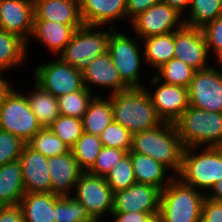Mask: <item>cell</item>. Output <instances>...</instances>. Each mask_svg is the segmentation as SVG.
Listing matches in <instances>:
<instances>
[{"label":"cell","mask_w":222,"mask_h":222,"mask_svg":"<svg viewBox=\"0 0 222 222\" xmlns=\"http://www.w3.org/2000/svg\"><path fill=\"white\" fill-rule=\"evenodd\" d=\"M131 150L149 156L179 174L184 147L173 123L163 122L133 134Z\"/></svg>","instance_id":"7a4b0ae2"},{"label":"cell","mask_w":222,"mask_h":222,"mask_svg":"<svg viewBox=\"0 0 222 222\" xmlns=\"http://www.w3.org/2000/svg\"><path fill=\"white\" fill-rule=\"evenodd\" d=\"M25 144L20 138L0 129V167L19 160Z\"/></svg>","instance_id":"ab89813d"},{"label":"cell","mask_w":222,"mask_h":222,"mask_svg":"<svg viewBox=\"0 0 222 222\" xmlns=\"http://www.w3.org/2000/svg\"><path fill=\"white\" fill-rule=\"evenodd\" d=\"M34 20H49L66 25H84L79 0H33Z\"/></svg>","instance_id":"ffe728a7"},{"label":"cell","mask_w":222,"mask_h":222,"mask_svg":"<svg viewBox=\"0 0 222 222\" xmlns=\"http://www.w3.org/2000/svg\"><path fill=\"white\" fill-rule=\"evenodd\" d=\"M158 74L152 78V83H157L164 79V83L189 88L191 80L196 72L195 69L188 66L178 58H173L160 68Z\"/></svg>","instance_id":"f546056e"},{"label":"cell","mask_w":222,"mask_h":222,"mask_svg":"<svg viewBox=\"0 0 222 222\" xmlns=\"http://www.w3.org/2000/svg\"><path fill=\"white\" fill-rule=\"evenodd\" d=\"M188 95L190 106L222 113V71L212 66L196 71Z\"/></svg>","instance_id":"30bf717a"},{"label":"cell","mask_w":222,"mask_h":222,"mask_svg":"<svg viewBox=\"0 0 222 222\" xmlns=\"http://www.w3.org/2000/svg\"><path fill=\"white\" fill-rule=\"evenodd\" d=\"M128 154L131 158L136 183L152 185L162 191L175 178L171 176L165 182L167 167L144 154L132 150Z\"/></svg>","instance_id":"603a6c76"},{"label":"cell","mask_w":222,"mask_h":222,"mask_svg":"<svg viewBox=\"0 0 222 222\" xmlns=\"http://www.w3.org/2000/svg\"><path fill=\"white\" fill-rule=\"evenodd\" d=\"M103 147L99 136L83 132L70 149L80 168L87 172Z\"/></svg>","instance_id":"1f68e13d"},{"label":"cell","mask_w":222,"mask_h":222,"mask_svg":"<svg viewBox=\"0 0 222 222\" xmlns=\"http://www.w3.org/2000/svg\"><path fill=\"white\" fill-rule=\"evenodd\" d=\"M211 190L212 191L214 190V192L212 193V195L206 194V198L214 200V201L222 202V179L216 184H214Z\"/></svg>","instance_id":"7dc6e473"},{"label":"cell","mask_w":222,"mask_h":222,"mask_svg":"<svg viewBox=\"0 0 222 222\" xmlns=\"http://www.w3.org/2000/svg\"><path fill=\"white\" fill-rule=\"evenodd\" d=\"M112 193L124 190L136 183L130 155H125L104 177Z\"/></svg>","instance_id":"d590c367"},{"label":"cell","mask_w":222,"mask_h":222,"mask_svg":"<svg viewBox=\"0 0 222 222\" xmlns=\"http://www.w3.org/2000/svg\"><path fill=\"white\" fill-rule=\"evenodd\" d=\"M99 138L104 147L123 149L128 152L132 148L133 134L116 122L108 125Z\"/></svg>","instance_id":"74e56055"},{"label":"cell","mask_w":222,"mask_h":222,"mask_svg":"<svg viewBox=\"0 0 222 222\" xmlns=\"http://www.w3.org/2000/svg\"><path fill=\"white\" fill-rule=\"evenodd\" d=\"M59 197L55 202V222H96L74 197Z\"/></svg>","instance_id":"836d02e7"},{"label":"cell","mask_w":222,"mask_h":222,"mask_svg":"<svg viewBox=\"0 0 222 222\" xmlns=\"http://www.w3.org/2000/svg\"><path fill=\"white\" fill-rule=\"evenodd\" d=\"M144 40L143 58L153 67L160 68L175 57L174 32L149 36Z\"/></svg>","instance_id":"f1b7e54d"},{"label":"cell","mask_w":222,"mask_h":222,"mask_svg":"<svg viewBox=\"0 0 222 222\" xmlns=\"http://www.w3.org/2000/svg\"><path fill=\"white\" fill-rule=\"evenodd\" d=\"M143 222H162L160 212L149 215Z\"/></svg>","instance_id":"681fc988"},{"label":"cell","mask_w":222,"mask_h":222,"mask_svg":"<svg viewBox=\"0 0 222 222\" xmlns=\"http://www.w3.org/2000/svg\"><path fill=\"white\" fill-rule=\"evenodd\" d=\"M9 81L7 82L6 79H4L3 77H1L0 74V104H1V100L3 98V95L9 90V88L11 87V85H9Z\"/></svg>","instance_id":"c3c4849f"},{"label":"cell","mask_w":222,"mask_h":222,"mask_svg":"<svg viewBox=\"0 0 222 222\" xmlns=\"http://www.w3.org/2000/svg\"><path fill=\"white\" fill-rule=\"evenodd\" d=\"M75 199L88 211L90 216L100 222V216L113 210V193L104 177L83 172L75 185Z\"/></svg>","instance_id":"8fae6325"},{"label":"cell","mask_w":222,"mask_h":222,"mask_svg":"<svg viewBox=\"0 0 222 222\" xmlns=\"http://www.w3.org/2000/svg\"><path fill=\"white\" fill-rule=\"evenodd\" d=\"M26 144L47 158L60 156L70 151V148L49 128L39 130Z\"/></svg>","instance_id":"d6a6232c"},{"label":"cell","mask_w":222,"mask_h":222,"mask_svg":"<svg viewBox=\"0 0 222 222\" xmlns=\"http://www.w3.org/2000/svg\"><path fill=\"white\" fill-rule=\"evenodd\" d=\"M59 197L52 193H25L19 203L24 222H55V202Z\"/></svg>","instance_id":"cb8c5ba5"},{"label":"cell","mask_w":222,"mask_h":222,"mask_svg":"<svg viewBox=\"0 0 222 222\" xmlns=\"http://www.w3.org/2000/svg\"><path fill=\"white\" fill-rule=\"evenodd\" d=\"M34 73L35 83L57 98L85 88L82 72L60 58L39 65Z\"/></svg>","instance_id":"9c48e42d"},{"label":"cell","mask_w":222,"mask_h":222,"mask_svg":"<svg viewBox=\"0 0 222 222\" xmlns=\"http://www.w3.org/2000/svg\"><path fill=\"white\" fill-rule=\"evenodd\" d=\"M34 16L33 0H0V29L19 35L27 43Z\"/></svg>","instance_id":"9a60e30c"},{"label":"cell","mask_w":222,"mask_h":222,"mask_svg":"<svg viewBox=\"0 0 222 222\" xmlns=\"http://www.w3.org/2000/svg\"><path fill=\"white\" fill-rule=\"evenodd\" d=\"M154 93H149L153 106L163 122L174 123L188 108V89L166 83L159 84Z\"/></svg>","instance_id":"e0dca14e"},{"label":"cell","mask_w":222,"mask_h":222,"mask_svg":"<svg viewBox=\"0 0 222 222\" xmlns=\"http://www.w3.org/2000/svg\"><path fill=\"white\" fill-rule=\"evenodd\" d=\"M190 18L182 20L185 25L203 28L216 18L222 17V0H191Z\"/></svg>","instance_id":"4dcf8cb0"},{"label":"cell","mask_w":222,"mask_h":222,"mask_svg":"<svg viewBox=\"0 0 222 222\" xmlns=\"http://www.w3.org/2000/svg\"><path fill=\"white\" fill-rule=\"evenodd\" d=\"M36 90L26 96L32 112L43 128H48L60 115L58 98L35 83Z\"/></svg>","instance_id":"4316f807"},{"label":"cell","mask_w":222,"mask_h":222,"mask_svg":"<svg viewBox=\"0 0 222 222\" xmlns=\"http://www.w3.org/2000/svg\"><path fill=\"white\" fill-rule=\"evenodd\" d=\"M47 162L51 175V193L60 197L70 196L69 190L75 187L84 172L71 150L60 156L49 157Z\"/></svg>","instance_id":"ac0fdd59"},{"label":"cell","mask_w":222,"mask_h":222,"mask_svg":"<svg viewBox=\"0 0 222 222\" xmlns=\"http://www.w3.org/2000/svg\"><path fill=\"white\" fill-rule=\"evenodd\" d=\"M82 74L84 85L90 92H92L90 86L93 84L100 87H110L112 89L110 95L129 89L120 78L108 51L94 59L82 71Z\"/></svg>","instance_id":"d6986e66"},{"label":"cell","mask_w":222,"mask_h":222,"mask_svg":"<svg viewBox=\"0 0 222 222\" xmlns=\"http://www.w3.org/2000/svg\"><path fill=\"white\" fill-rule=\"evenodd\" d=\"M173 124L184 148L222 147V113L189 105Z\"/></svg>","instance_id":"3957f363"},{"label":"cell","mask_w":222,"mask_h":222,"mask_svg":"<svg viewBox=\"0 0 222 222\" xmlns=\"http://www.w3.org/2000/svg\"><path fill=\"white\" fill-rule=\"evenodd\" d=\"M113 122L111 95L108 99L94 96L82 118L83 131L99 136Z\"/></svg>","instance_id":"484cf974"},{"label":"cell","mask_w":222,"mask_h":222,"mask_svg":"<svg viewBox=\"0 0 222 222\" xmlns=\"http://www.w3.org/2000/svg\"><path fill=\"white\" fill-rule=\"evenodd\" d=\"M127 154V150L103 146L96 157L93 166L87 172L100 177H105L112 167H114L118 161Z\"/></svg>","instance_id":"f35d334b"},{"label":"cell","mask_w":222,"mask_h":222,"mask_svg":"<svg viewBox=\"0 0 222 222\" xmlns=\"http://www.w3.org/2000/svg\"><path fill=\"white\" fill-rule=\"evenodd\" d=\"M111 105L114 122L131 134L155 128L163 123L145 87L129 88L111 95Z\"/></svg>","instance_id":"6da1fadb"},{"label":"cell","mask_w":222,"mask_h":222,"mask_svg":"<svg viewBox=\"0 0 222 222\" xmlns=\"http://www.w3.org/2000/svg\"><path fill=\"white\" fill-rule=\"evenodd\" d=\"M48 158L24 145L19 162L25 193H51V175L48 171Z\"/></svg>","instance_id":"2e32d148"},{"label":"cell","mask_w":222,"mask_h":222,"mask_svg":"<svg viewBox=\"0 0 222 222\" xmlns=\"http://www.w3.org/2000/svg\"><path fill=\"white\" fill-rule=\"evenodd\" d=\"M25 194L22 167L19 160L0 167V203L19 204Z\"/></svg>","instance_id":"d4e9b609"},{"label":"cell","mask_w":222,"mask_h":222,"mask_svg":"<svg viewBox=\"0 0 222 222\" xmlns=\"http://www.w3.org/2000/svg\"><path fill=\"white\" fill-rule=\"evenodd\" d=\"M175 58L196 71L208 68V47L202 29L183 24L174 31Z\"/></svg>","instance_id":"4fadbf2b"},{"label":"cell","mask_w":222,"mask_h":222,"mask_svg":"<svg viewBox=\"0 0 222 222\" xmlns=\"http://www.w3.org/2000/svg\"><path fill=\"white\" fill-rule=\"evenodd\" d=\"M197 149L184 148L178 179L195 190H209L222 179V147H206L199 154Z\"/></svg>","instance_id":"277c9868"},{"label":"cell","mask_w":222,"mask_h":222,"mask_svg":"<svg viewBox=\"0 0 222 222\" xmlns=\"http://www.w3.org/2000/svg\"><path fill=\"white\" fill-rule=\"evenodd\" d=\"M181 14L163 1L158 2L131 20L133 30L143 39L164 35L179 29L184 22L179 21ZM174 28V29H173Z\"/></svg>","instance_id":"7c38bea8"},{"label":"cell","mask_w":222,"mask_h":222,"mask_svg":"<svg viewBox=\"0 0 222 222\" xmlns=\"http://www.w3.org/2000/svg\"><path fill=\"white\" fill-rule=\"evenodd\" d=\"M95 26L84 25L75 30L70 42L59 54V58L76 70L83 71L99 55L107 52L108 39L114 30H94Z\"/></svg>","instance_id":"52a82bcc"},{"label":"cell","mask_w":222,"mask_h":222,"mask_svg":"<svg viewBox=\"0 0 222 222\" xmlns=\"http://www.w3.org/2000/svg\"><path fill=\"white\" fill-rule=\"evenodd\" d=\"M201 222H222V202L205 198Z\"/></svg>","instance_id":"b9f144b4"},{"label":"cell","mask_w":222,"mask_h":222,"mask_svg":"<svg viewBox=\"0 0 222 222\" xmlns=\"http://www.w3.org/2000/svg\"><path fill=\"white\" fill-rule=\"evenodd\" d=\"M0 222H24L20 204L2 205L0 207Z\"/></svg>","instance_id":"ee69618b"},{"label":"cell","mask_w":222,"mask_h":222,"mask_svg":"<svg viewBox=\"0 0 222 222\" xmlns=\"http://www.w3.org/2000/svg\"><path fill=\"white\" fill-rule=\"evenodd\" d=\"M27 42L19 35L0 29V74L25 61Z\"/></svg>","instance_id":"83f0119b"},{"label":"cell","mask_w":222,"mask_h":222,"mask_svg":"<svg viewBox=\"0 0 222 222\" xmlns=\"http://www.w3.org/2000/svg\"><path fill=\"white\" fill-rule=\"evenodd\" d=\"M168 4L171 8H174L177 12L182 15V12L190 6L191 0H162Z\"/></svg>","instance_id":"bcb514c9"},{"label":"cell","mask_w":222,"mask_h":222,"mask_svg":"<svg viewBox=\"0 0 222 222\" xmlns=\"http://www.w3.org/2000/svg\"><path fill=\"white\" fill-rule=\"evenodd\" d=\"M206 194L183 184L176 176L160 193L162 222H201Z\"/></svg>","instance_id":"5b68a950"},{"label":"cell","mask_w":222,"mask_h":222,"mask_svg":"<svg viewBox=\"0 0 222 222\" xmlns=\"http://www.w3.org/2000/svg\"><path fill=\"white\" fill-rule=\"evenodd\" d=\"M107 51L122 81L129 88H143L139 82L142 58L136 40L114 29L108 39Z\"/></svg>","instance_id":"ba28073f"},{"label":"cell","mask_w":222,"mask_h":222,"mask_svg":"<svg viewBox=\"0 0 222 222\" xmlns=\"http://www.w3.org/2000/svg\"><path fill=\"white\" fill-rule=\"evenodd\" d=\"M84 25H66L49 20H34L31 36L40 40L54 54L62 52L76 29Z\"/></svg>","instance_id":"7402d4cb"},{"label":"cell","mask_w":222,"mask_h":222,"mask_svg":"<svg viewBox=\"0 0 222 222\" xmlns=\"http://www.w3.org/2000/svg\"><path fill=\"white\" fill-rule=\"evenodd\" d=\"M217 62L222 66V57Z\"/></svg>","instance_id":"f907efd6"},{"label":"cell","mask_w":222,"mask_h":222,"mask_svg":"<svg viewBox=\"0 0 222 222\" xmlns=\"http://www.w3.org/2000/svg\"><path fill=\"white\" fill-rule=\"evenodd\" d=\"M115 217L114 222H143L148 216V213L140 212H112Z\"/></svg>","instance_id":"f6af8a7d"},{"label":"cell","mask_w":222,"mask_h":222,"mask_svg":"<svg viewBox=\"0 0 222 222\" xmlns=\"http://www.w3.org/2000/svg\"><path fill=\"white\" fill-rule=\"evenodd\" d=\"M48 128L70 149L84 132L82 119L64 115H59Z\"/></svg>","instance_id":"8d00e7d4"},{"label":"cell","mask_w":222,"mask_h":222,"mask_svg":"<svg viewBox=\"0 0 222 222\" xmlns=\"http://www.w3.org/2000/svg\"><path fill=\"white\" fill-rule=\"evenodd\" d=\"M42 128L26 95L10 87L0 104V129L27 143Z\"/></svg>","instance_id":"8992f818"},{"label":"cell","mask_w":222,"mask_h":222,"mask_svg":"<svg viewBox=\"0 0 222 222\" xmlns=\"http://www.w3.org/2000/svg\"><path fill=\"white\" fill-rule=\"evenodd\" d=\"M162 0H126V14L130 20L135 18L140 13L146 11L152 5L161 2Z\"/></svg>","instance_id":"7bdbcfd3"},{"label":"cell","mask_w":222,"mask_h":222,"mask_svg":"<svg viewBox=\"0 0 222 222\" xmlns=\"http://www.w3.org/2000/svg\"><path fill=\"white\" fill-rule=\"evenodd\" d=\"M202 29L208 50L214 51L217 60L222 57V17L206 24Z\"/></svg>","instance_id":"60d3db41"},{"label":"cell","mask_w":222,"mask_h":222,"mask_svg":"<svg viewBox=\"0 0 222 222\" xmlns=\"http://www.w3.org/2000/svg\"><path fill=\"white\" fill-rule=\"evenodd\" d=\"M84 25L99 26L126 18V0H79ZM126 16V17H125Z\"/></svg>","instance_id":"44dd1931"},{"label":"cell","mask_w":222,"mask_h":222,"mask_svg":"<svg viewBox=\"0 0 222 222\" xmlns=\"http://www.w3.org/2000/svg\"><path fill=\"white\" fill-rule=\"evenodd\" d=\"M161 191L148 184L135 183L113 193L112 212H140L149 215L159 212Z\"/></svg>","instance_id":"5bb4252c"},{"label":"cell","mask_w":222,"mask_h":222,"mask_svg":"<svg viewBox=\"0 0 222 222\" xmlns=\"http://www.w3.org/2000/svg\"><path fill=\"white\" fill-rule=\"evenodd\" d=\"M86 87L80 91L58 97L60 115L83 118L93 96ZM92 97V98H91Z\"/></svg>","instance_id":"e575fe53"}]
</instances>
